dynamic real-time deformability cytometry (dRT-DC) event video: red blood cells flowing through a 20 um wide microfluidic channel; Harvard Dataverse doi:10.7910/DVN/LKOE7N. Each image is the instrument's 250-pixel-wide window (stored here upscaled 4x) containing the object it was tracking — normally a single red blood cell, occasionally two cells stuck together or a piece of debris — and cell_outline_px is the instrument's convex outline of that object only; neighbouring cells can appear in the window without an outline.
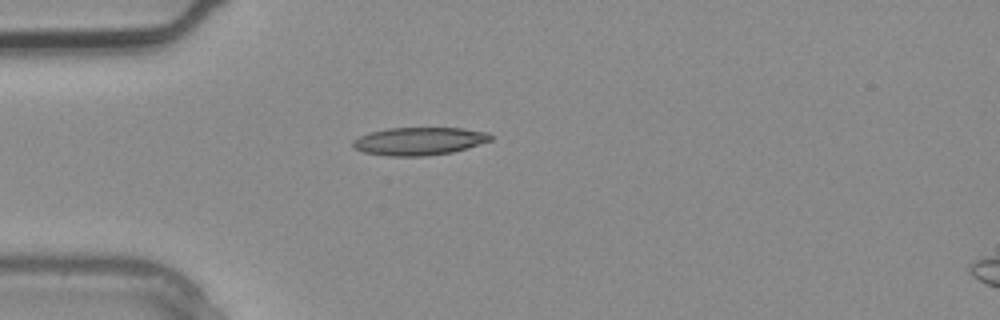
{"species": "common noctule bat (a hibernating species)", "species_latin": "Nyctalus noctula", "temperature_condition": "warm", "stored_images_in_passage": 2, "camera_frame_rate_fps": 3000, "um_per_image_px": 0.085, "animal": {"sex": "male", "body_mass_g": 20.4}, "frame": {"image": 1, "passage_image": 2, "time_ms": 0.333, "image_size_px": [1000, 320], "cell_outline_px": [[492, 140], [452, 152], [424, 156], [388, 156], [364, 152], [352, 148], [352, 140], [368, 132], [388, 128], [464, 128], [488, 132], [492, 136]], "centroid_in_image_um": [35.59, 11.99], "position_along_channel_um": 49.4, "area_um2": 22.43}}